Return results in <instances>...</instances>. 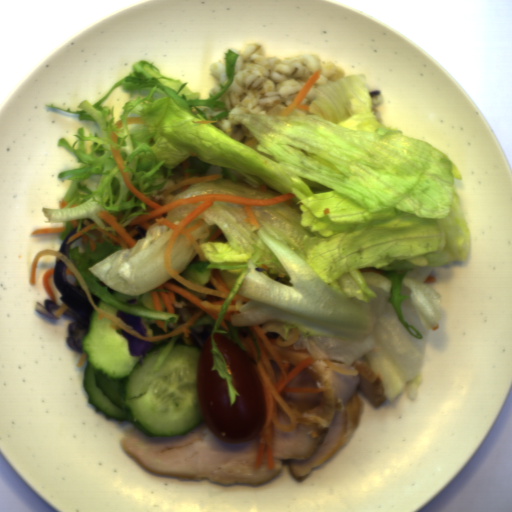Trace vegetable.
Here are the masks:
<instances>
[{
    "instance_id": "obj_3",
    "label": "vegetable",
    "mask_w": 512,
    "mask_h": 512,
    "mask_svg": "<svg viewBox=\"0 0 512 512\" xmlns=\"http://www.w3.org/2000/svg\"><path fill=\"white\" fill-rule=\"evenodd\" d=\"M176 314L179 315V318H178V322L177 324H170L168 325V331H173L175 330L176 328L184 325L185 323L189 322L190 319L193 317V313L192 311L190 310L188 304L181 307V308H175V312Z\"/></svg>"
},
{
    "instance_id": "obj_4",
    "label": "vegetable",
    "mask_w": 512,
    "mask_h": 512,
    "mask_svg": "<svg viewBox=\"0 0 512 512\" xmlns=\"http://www.w3.org/2000/svg\"><path fill=\"white\" fill-rule=\"evenodd\" d=\"M151 329L153 330V337H157V336H161V335H166L162 330H160L156 325H152V324H148Z\"/></svg>"
},
{
    "instance_id": "obj_2",
    "label": "vegetable",
    "mask_w": 512,
    "mask_h": 512,
    "mask_svg": "<svg viewBox=\"0 0 512 512\" xmlns=\"http://www.w3.org/2000/svg\"><path fill=\"white\" fill-rule=\"evenodd\" d=\"M136 229L139 232L132 238L137 244L132 248L121 249L103 239L91 251L88 237L84 253H80L77 245L66 256L98 308L116 317L118 310L140 316L147 337L153 338L150 325L165 334L156 321H164L169 331V325H177L180 318L176 312H156L151 294L172 277L165 269L164 252L174 230L156 222L147 230L137 226Z\"/></svg>"
},
{
    "instance_id": "obj_1",
    "label": "vegetable",
    "mask_w": 512,
    "mask_h": 512,
    "mask_svg": "<svg viewBox=\"0 0 512 512\" xmlns=\"http://www.w3.org/2000/svg\"><path fill=\"white\" fill-rule=\"evenodd\" d=\"M240 56L224 53L227 84L217 94L200 99L189 82L163 75L152 62H135L122 79L96 103L82 100L78 110L57 108L79 115L80 122H96L98 133L85 135L80 126L72 143L64 147L82 166L64 170L59 181H70L60 208L42 207L46 224L63 223L64 240L85 220L117 237L114 228L98 215L107 211L124 228L153 209L125 183L112 148L123 158L135 189L164 205L202 194H231L269 200L293 193L273 205H250L260 228L246 222L243 204L213 202L184 228L204 219L216 241L200 245L205 259L188 238L179 234L171 253L173 269L181 277L206 288L213 269L229 292L216 321L204 311L183 332L149 342L192 345L212 343L213 366L226 380L230 406L242 396L232 384L215 334H222L246 352L238 331L252 339L260 361L261 349L249 327L266 321L283 324L287 339L299 330L295 349H306L309 338L325 360L337 364L363 362L381 377L391 402L407 387L416 400L423 380V354L419 339L424 332L405 320L403 304L409 299L425 326L435 329L442 318V295L426 281L434 267L465 261L471 255L461 199L454 189L462 175L446 154L401 129L384 127L373 112V98L365 74H350L317 86L308 110L290 115L234 114L252 138L239 142L216 125L228 116L223 111L208 119L198 106L225 109L219 101L235 78ZM125 91L150 90L144 99L127 101L114 124L113 106H99L119 86ZM140 116L146 124H127ZM93 141L90 154L84 142ZM112 147V148H111ZM189 161L190 176L222 174L219 180L200 182L180 193L161 192L183 180L180 163ZM92 173L101 182L91 191L82 181ZM209 234V235H210ZM217 290V289H216ZM248 297L240 311L220 325L235 293Z\"/></svg>"
}]
</instances>
